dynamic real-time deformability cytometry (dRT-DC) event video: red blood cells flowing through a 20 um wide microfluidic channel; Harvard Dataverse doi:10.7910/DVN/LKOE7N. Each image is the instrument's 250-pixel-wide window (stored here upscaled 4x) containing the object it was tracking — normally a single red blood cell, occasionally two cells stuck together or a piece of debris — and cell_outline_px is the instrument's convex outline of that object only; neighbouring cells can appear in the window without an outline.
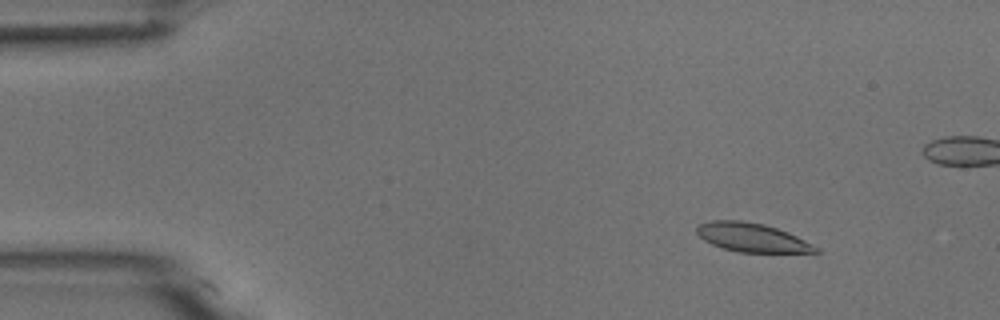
{"species": "common noctule bat (a hibernating species)", "species_latin": "Nyctalus noctula", "temperature_condition": "room temperature", "stored_images_in_passage": 8, "camera_frame_rate_fps": 3000, "um_per_image_px": 0.085, "animal": {"sex": "male", "body_mass_g": 18.8}, "frame": {"image": 1, "passage_image": 7, "time_ms": 2.0, "image_size_px": [1000, 320], "cell_outline_px": [[820, 252], [740, 252], [724, 248], [712, 244], [704, 240], [696, 232], [696, 228], [700, 224], [712, 220], [740, 220], [764, 224], [788, 232], [820, 248]], "centroid_in_image_um": [63.92, 20.18], "position_along_channel_um": 21.1, "area_um2": 19.71}}